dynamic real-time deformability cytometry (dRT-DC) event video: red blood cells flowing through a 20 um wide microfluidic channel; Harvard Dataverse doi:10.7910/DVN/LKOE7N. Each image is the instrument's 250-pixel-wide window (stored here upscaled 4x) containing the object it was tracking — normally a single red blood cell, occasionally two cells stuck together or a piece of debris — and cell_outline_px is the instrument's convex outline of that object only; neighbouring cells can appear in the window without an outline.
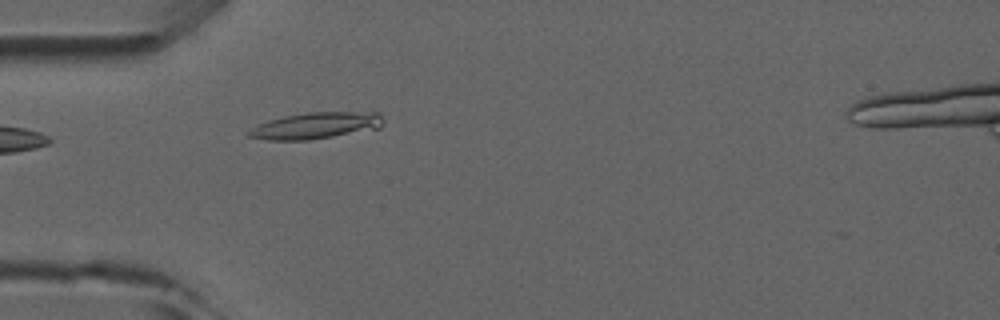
{"species": "common noctule bat (a hibernating species)", "species_latin": "Nyctalus noctula", "temperature_condition": "room temperature", "stored_images_in_passage": 5, "camera_frame_rate_fps": 3000, "um_per_image_px": 0.085, "animal": {"sex": "male", "forearm_length_mm": 52.5}, "frame": {"image": 1, "passage_image": 5, "time_ms": 5.333, "image_size_px": [1000, 320], "cell_outline_px": [[384, 120], [380, 128], [308, 140], [268, 140], [248, 136], [244, 132], [268, 120], [284, 116], [308, 112], [380, 112]], "centroid_in_image_um": [26.85, 10.67], "position_along_channel_um": 58.2, "area_um2": 20.69}}